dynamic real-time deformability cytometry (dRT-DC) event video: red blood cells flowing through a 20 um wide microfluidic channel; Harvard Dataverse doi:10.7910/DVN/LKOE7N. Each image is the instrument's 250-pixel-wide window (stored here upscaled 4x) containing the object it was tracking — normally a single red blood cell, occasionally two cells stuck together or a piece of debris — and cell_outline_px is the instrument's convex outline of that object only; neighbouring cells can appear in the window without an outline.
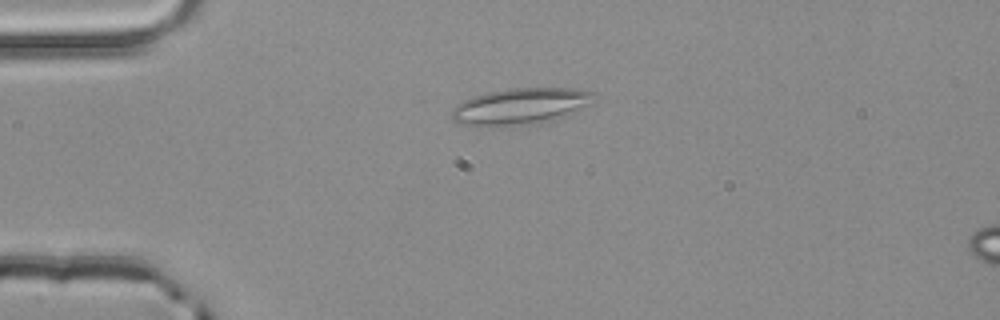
{"species": "common noctule bat (a hibernating species)", "species_latin": "Nyctalus noctula", "temperature_condition": "room temperature", "stored_images_in_passage": 3, "camera_frame_rate_fps": 3000, "um_per_image_px": 0.085, "animal": {"sex": "male", "body_mass_g": 20.4}, "frame": {"image": 1, "passage_image": 2, "time_ms": 0.333, "image_size_px": [1000, 320], "cell_outline_px": [[592, 92], [584, 104], [572, 112], [564, 116], [540, 124], [488, 128], [476, 128], [456, 124], [452, 120], [452, 108], [456, 104], [472, 96], [488, 92], [508, 88], [572, 88]], "centroid_in_image_um": [44.01, 9.09], "position_along_channel_um": 41.0, "area_um2": 30.4}}